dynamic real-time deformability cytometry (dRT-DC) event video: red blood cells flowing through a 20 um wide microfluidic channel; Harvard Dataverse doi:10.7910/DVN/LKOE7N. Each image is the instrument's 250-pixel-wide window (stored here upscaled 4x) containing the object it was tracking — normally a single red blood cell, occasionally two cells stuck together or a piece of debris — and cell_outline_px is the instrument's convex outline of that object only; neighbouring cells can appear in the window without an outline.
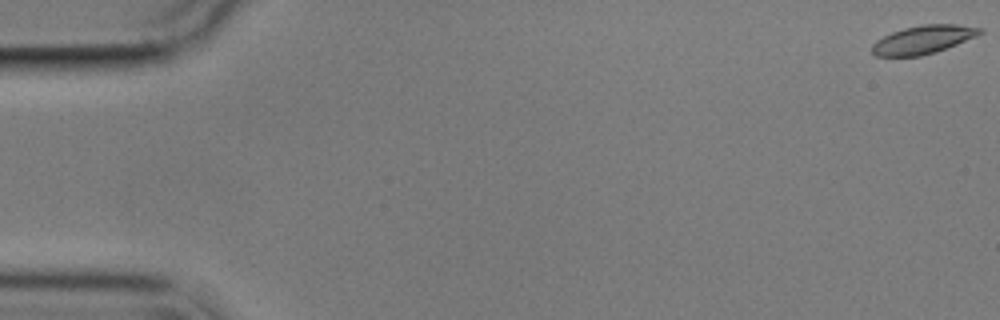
{"species": "common noctule bat (a hibernating species)", "species_latin": "Nyctalus noctula", "temperature_condition": "cold", "stored_images_in_passage": 7, "camera_frame_rate_fps": 3000, "um_per_image_px": 0.085, "animal": {"sex": "male", "body_mass_g": 17.9}, "frame": {"image": 1, "passage_image": 1, "time_ms": 0.0, "image_size_px": [1000, 320], "cell_outline_px": [[984, 32], [976, 36], [956, 44], [920, 56], [876, 56], [872, 52], [872, 44], [876, 40], [892, 32], [904, 28], [920, 24], [956, 24], [984, 28]], "centroid_in_image_um": [78.46, 3.35], "position_along_channel_um": 6.5, "area_um2": 17.63}}